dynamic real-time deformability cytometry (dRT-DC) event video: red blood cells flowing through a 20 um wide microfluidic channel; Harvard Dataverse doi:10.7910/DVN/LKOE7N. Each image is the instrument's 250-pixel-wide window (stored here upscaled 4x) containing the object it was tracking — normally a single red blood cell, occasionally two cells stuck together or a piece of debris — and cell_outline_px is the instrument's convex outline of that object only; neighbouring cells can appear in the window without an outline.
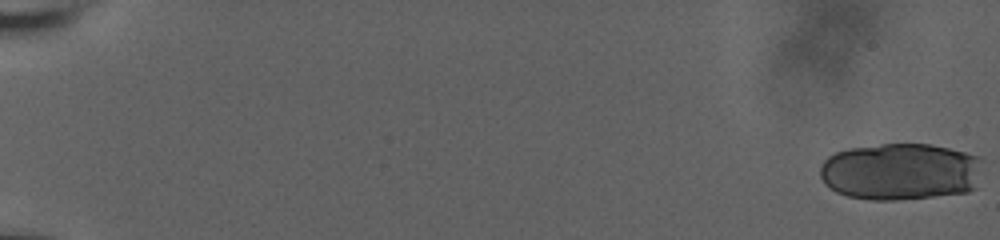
{"species": "human", "species_latin": "Homo sapiens", "temperature_condition": "room temperature", "stored_images_in_passage": 27, "camera_frame_rate_fps": 3000, "um_per_image_px": 0.085, "donor": {"sex": "male"}, "frame": {"image": 1, "passage_image": 1, "time_ms": 0.0, "image_size_px": [1000, 240], "cell_outline_px": [[984, 160], [976, 188], [968, 192], [896, 200], [872, 200], [848, 196], [836, 192], [824, 184], [820, 176], [820, 168], [824, 160], [828, 156], [836, 152], [848, 148], [880, 144], [928, 144], [948, 148], [980, 156]], "centroid_in_image_um": [76.56, 14.58], "position_along_channel_um": 8.4, "area_um2": 54.62}}
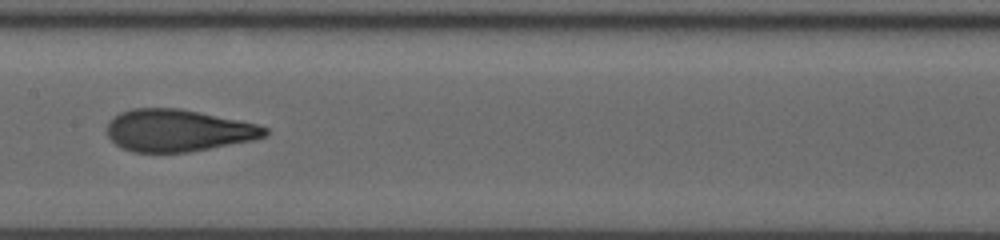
{"frame": {"image": 2, "passage_image": 23, "time_ms": 7.333, "image_size_px": [1000, 240], "cell_outline_px": [[268, 132], [264, 136], [256, 140], [188, 152], [132, 152], [116, 144], [108, 136], [108, 124], [120, 112], [132, 108], [180, 108], [200, 112], [256, 124], [268, 128]], "centroid_in_image_um": [15.15, 11.09], "position_along_channel_um": 192.2, "area_um2": 38.49}}
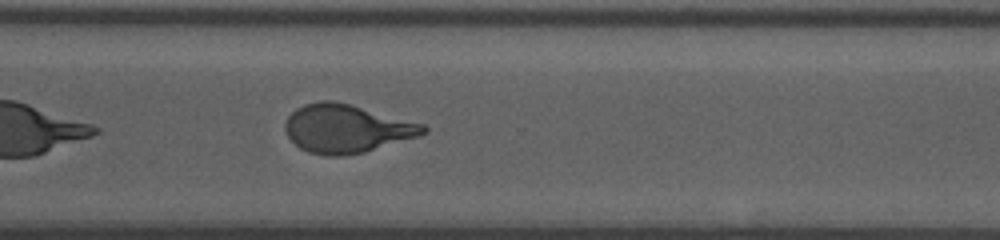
{"frame": {"image": 3, "passage_image": 27, "time_ms": 8.667, "image_size_px": [1000, 240], "cell_outline_px": [[428, 132], [420, 136], [364, 152], [340, 156], [328, 156], [308, 152], [300, 148], [288, 136], [284, 128], [284, 124], [288, 116], [296, 108], [304, 104], [320, 100], [336, 100], [424, 124], [428, 128]], "centroid_in_image_um": [29.46, 10.92], "position_along_channel_um": 341.1, "area_um2": 39.02}}